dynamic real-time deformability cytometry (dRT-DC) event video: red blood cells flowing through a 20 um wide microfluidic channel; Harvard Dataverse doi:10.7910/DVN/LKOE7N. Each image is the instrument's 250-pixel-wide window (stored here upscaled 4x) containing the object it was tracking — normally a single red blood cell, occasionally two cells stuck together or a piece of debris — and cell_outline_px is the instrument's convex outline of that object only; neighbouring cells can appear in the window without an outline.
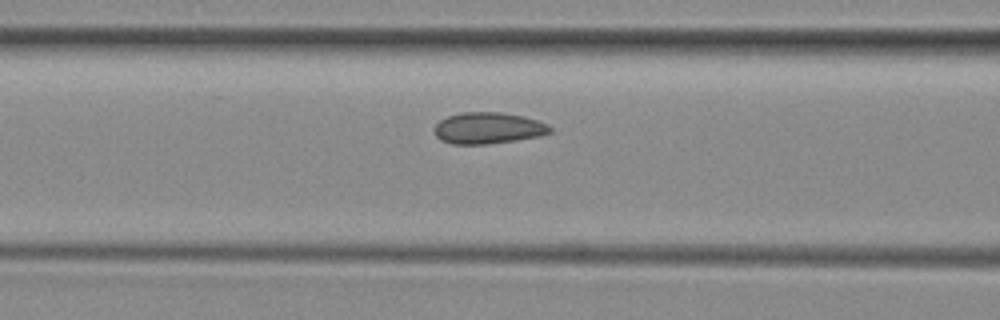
{"species": "common noctule bat (a hibernating species)", "species_latin": "Nyctalus noctula", "temperature_condition": "room temperature", "stored_images_in_passage": 18, "camera_frame_rate_fps": 3000, "um_per_image_px": 0.085, "animal": {"sex": "female", "body_mass_g": 29.2, "forearm_length_mm": 56.3}, "frame": {"image": 1, "passage_image": 16, "time_ms": 5.0, "image_size_px": [1000, 320], "cell_outline_px": [[552, 132], [540, 136], [516, 140], [488, 144], [452, 144], [440, 140], [436, 136], [432, 128], [440, 120], [448, 116], [464, 112], [500, 112], [524, 116], [548, 124], [552, 128]], "centroid_in_image_um": [41.48, 10.89], "position_along_channel_um": 125.1, "area_um2": 21.33}}